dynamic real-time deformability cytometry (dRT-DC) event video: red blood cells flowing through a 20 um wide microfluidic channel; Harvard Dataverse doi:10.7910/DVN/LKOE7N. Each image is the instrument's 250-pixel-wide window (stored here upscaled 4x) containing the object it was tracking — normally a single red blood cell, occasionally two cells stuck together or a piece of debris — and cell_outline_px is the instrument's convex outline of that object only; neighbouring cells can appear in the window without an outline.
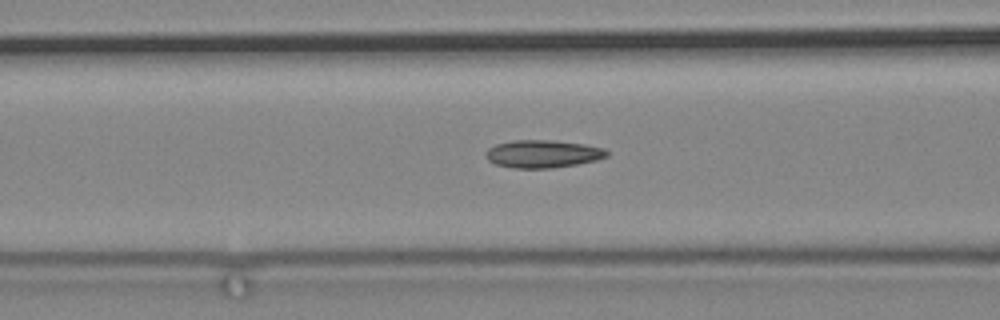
{"species": "common noctule bat (a hibernating species)", "species_latin": "Nyctalus noctula", "temperature_condition": "cold", "stored_images_in_passage": 10, "camera_frame_rate_fps": 3000, "um_per_image_px": 0.085, "animal": {"sex": "male", "body_mass_g": 19.2, "forearm_length_mm": 51.8}, "frame": {"image": 1, "passage_image": 4, "time_ms": 1.0, "image_size_px": [1000, 320], "cell_outline_px": [[608, 156], [596, 160], [576, 164], [552, 168], [512, 168], [496, 164], [488, 160], [484, 156], [484, 152], [488, 148], [496, 144], [512, 140], [556, 140], [584, 144], [604, 148], [608, 152]], "centroid_in_image_um": [46.11, 13.07], "position_along_channel_um": 120.5, "area_um2": 19.71}}
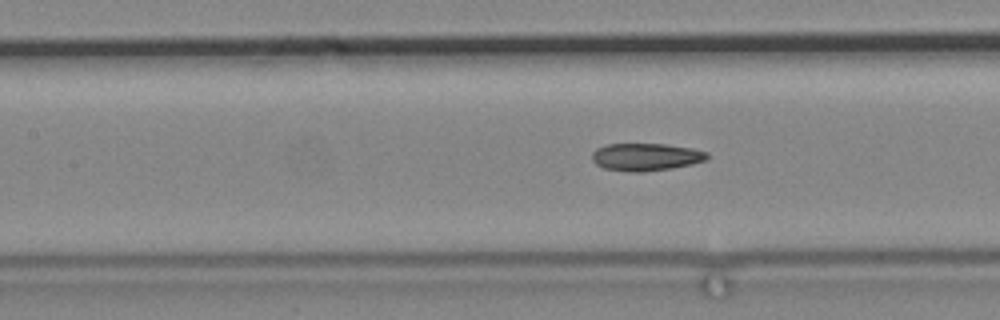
{"frame": {"image": 2, "passage_image": 7, "time_ms": 2.0, "image_size_px": [1000, 320], "cell_outline_px": [[708, 160], [692, 164], [672, 168], [640, 172], [632, 172], [604, 168], [596, 164], [592, 160], [592, 152], [596, 148], [608, 144], [664, 144], [692, 148], [708, 152]], "centroid_in_image_um": [54.91, 13.34], "position_along_channel_um": 152.5, "area_um2": 18.5}}